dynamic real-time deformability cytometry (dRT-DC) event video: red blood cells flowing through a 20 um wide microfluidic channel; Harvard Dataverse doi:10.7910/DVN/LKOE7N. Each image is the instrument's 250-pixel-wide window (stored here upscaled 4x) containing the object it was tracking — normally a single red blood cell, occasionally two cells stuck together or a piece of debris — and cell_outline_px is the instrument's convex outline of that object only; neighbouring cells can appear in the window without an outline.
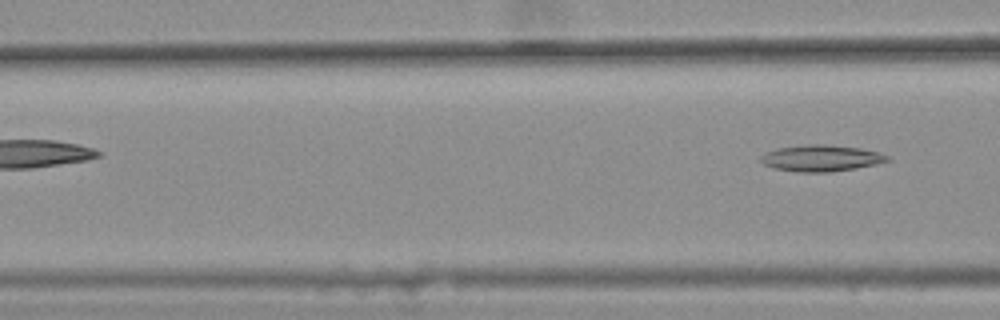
{"species": "common noctule bat (a hibernating species)", "species_latin": "Nyctalus noctula", "temperature_condition": "warm", "stored_images_in_passage": 7, "camera_frame_rate_fps": 3000, "um_per_image_px": 0.085, "animal": {"sex": "female", "body_mass_g": 25.1}, "frame": {"image": 1, "passage_image": 7, "time_ms": 2.0, "image_size_px": [1000, 320], "cell_outline_px": [[892, 160], [876, 164], [856, 168], [828, 172], [796, 172], [772, 168], [764, 164], [760, 160], [760, 156], [764, 152], [776, 148], [808, 144], [824, 144], [860, 148], [876, 152], [888, 156]], "centroid_in_image_um": [69.75, 13.44], "position_along_channel_um": 96.9, "area_um2": 19.54}}